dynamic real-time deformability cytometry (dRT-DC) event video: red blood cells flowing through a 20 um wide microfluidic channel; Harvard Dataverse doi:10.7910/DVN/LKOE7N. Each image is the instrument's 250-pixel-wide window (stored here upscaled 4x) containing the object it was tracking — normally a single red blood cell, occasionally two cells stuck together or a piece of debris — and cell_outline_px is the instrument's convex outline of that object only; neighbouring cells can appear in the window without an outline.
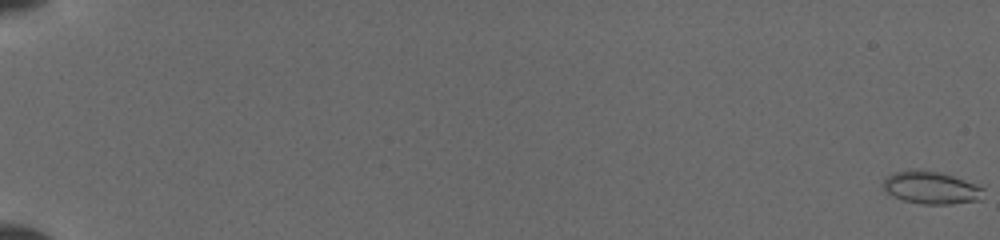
{"species": "common noctule bat (a hibernating species)", "species_latin": "Nyctalus noctula", "temperature_condition": "cold", "stored_images_in_passage": 52, "camera_frame_rate_fps": 3000, "um_per_image_px": 0.085, "animal": {"sex": "female", "body_mass_g": 19.5, "forearm_length_mm": 54.1}, "frame": {"image": 1, "passage_image": 1, "time_ms": 0.0, "image_size_px": [1000, 240], "cell_outline_px": [[984, 188], [980, 200], [948, 204], [924, 204], [904, 200], [888, 192], [884, 188], [884, 176], [892, 172], [908, 168], [916, 168], [936, 172], [952, 176], [976, 184]], "centroid_in_image_um": [79.11, 15.92], "position_along_channel_um": 5.9, "area_um2": 18.96}}
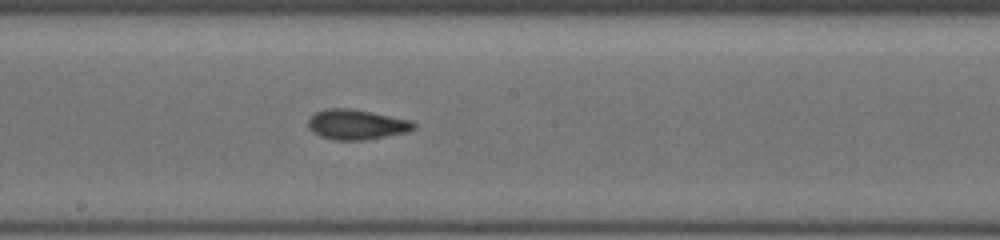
{"frame": {"image": 2, "passage_image": 34, "time_ms": 10.667, "image_size_px": [1000, 240], "cell_outline_px": [[416, 128], [408, 132], [364, 140], [336, 140], [320, 136], [312, 132], [308, 128], [308, 120], [316, 112], [328, 108], [348, 108], [372, 112], [412, 120], [416, 124]], "centroid_in_image_um": [30.32, 10.58], "position_along_channel_um": 217.9, "area_um2": 18.55}}
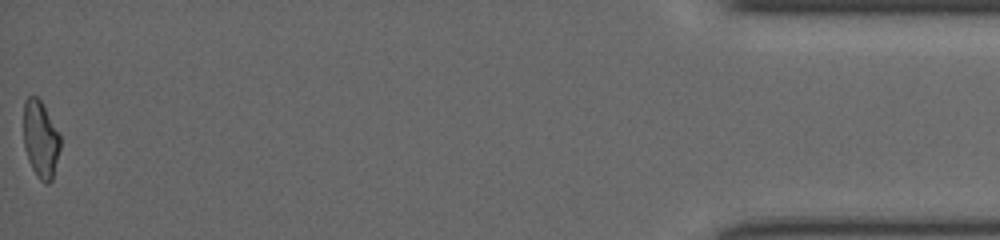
{"frame": {"image": 3, "passage_image": 52, "time_ms": 18.0, "image_size_px": [1000, 240], "cell_outline_px": [[60, 148], [52, 180], [48, 184], [44, 184], [36, 176], [28, 160], [24, 148], [24, 100], [28, 96], [36, 96], [40, 100], [60, 136]], "centroid_in_image_um": [3.43, 11.88], "position_along_channel_um": 431.8, "area_um2": 16.36}}